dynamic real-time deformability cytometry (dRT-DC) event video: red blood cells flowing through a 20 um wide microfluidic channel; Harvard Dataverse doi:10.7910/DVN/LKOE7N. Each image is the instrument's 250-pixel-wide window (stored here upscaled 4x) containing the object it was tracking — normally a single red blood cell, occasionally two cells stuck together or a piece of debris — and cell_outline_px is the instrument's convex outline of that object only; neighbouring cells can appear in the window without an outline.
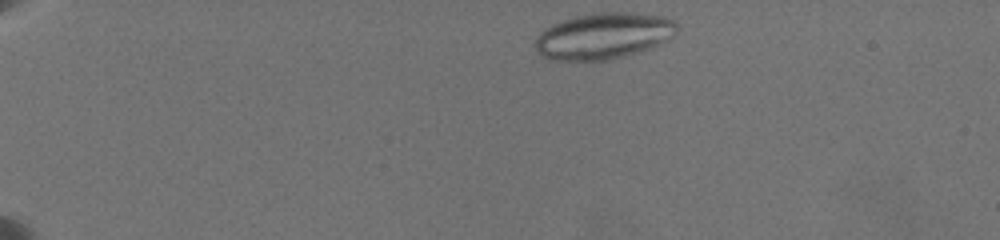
{"species": "common noctule bat (a hibernating species)", "species_latin": "Nyctalus noctula", "temperature_condition": "warm", "stored_images_in_passage": 15, "camera_frame_rate_fps": 3000, "um_per_image_px": 0.085, "animal": {"sex": "female", "body_mass_g": 19.5, "forearm_length_mm": 54.1}, "frame": {"image": 1, "passage_image": 1, "time_ms": 0.0, "image_size_px": [1000, 240], "cell_outline_px": [[676, 32], [672, 36], [640, 52], [608, 60], [548, 60], [540, 56], [536, 52], [536, 36], [540, 32], [552, 24], [576, 16], [600, 12], [624, 12], [664, 16], [672, 20], [676, 24]], "centroid_in_image_um": [51.24, 3.06], "position_along_channel_um": 33.8, "area_um2": 37.92}}